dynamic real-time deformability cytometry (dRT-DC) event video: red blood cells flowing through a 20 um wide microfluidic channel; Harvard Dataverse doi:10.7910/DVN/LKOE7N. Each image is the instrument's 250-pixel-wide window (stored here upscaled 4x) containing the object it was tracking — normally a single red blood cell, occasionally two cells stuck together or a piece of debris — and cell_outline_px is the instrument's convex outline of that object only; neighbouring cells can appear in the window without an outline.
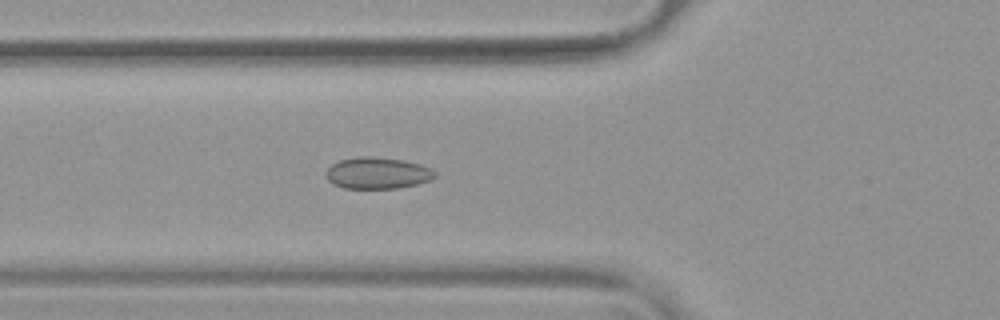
{"species": "common noctule bat (a hibernating species)", "species_latin": "Nyctalus noctula", "temperature_condition": "warm", "stored_images_in_passage": 54, "camera_frame_rate_fps": 3000, "um_per_image_px": 0.085, "animal": {"sex": "female", "body_mass_g": 19.9}, "frame": {"image": 1, "passage_image": 20, "time_ms": 6.333, "image_size_px": [1000, 320], "cell_outline_px": [[436, 176], [428, 180], [416, 184], [400, 188], [344, 188], [332, 184], [328, 180], [324, 172], [332, 164], [340, 160], [356, 156], [368, 156], [404, 160], [420, 164], [432, 168], [436, 172]], "centroid_in_image_um": [32.06, 14.7], "position_along_channel_um": 93.7, "area_um2": 20.11}}
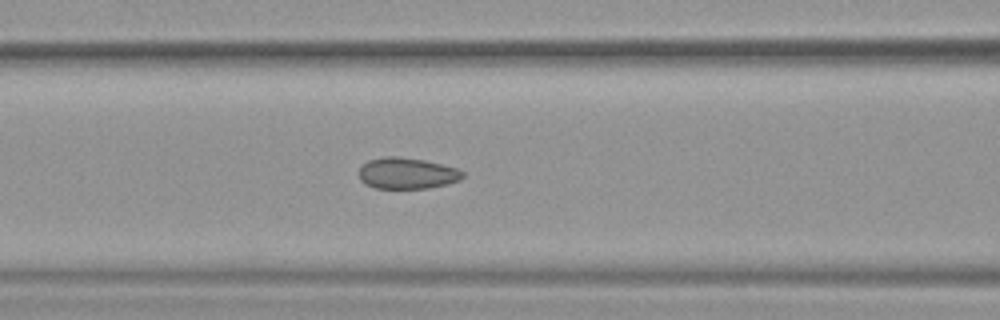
{"frame": {"image": 2, "passage_image": 23, "time_ms": 7.333, "image_size_px": [1000, 320], "cell_outline_px": [[464, 176], [460, 180], [448, 184], [428, 188], [376, 188], [364, 184], [360, 180], [360, 168], [368, 160], [384, 156], [400, 156], [424, 160], [456, 168], [464, 172]], "centroid_in_image_um": [34.6, 14.73], "position_along_channel_um": 132.0, "area_um2": 18.9}}
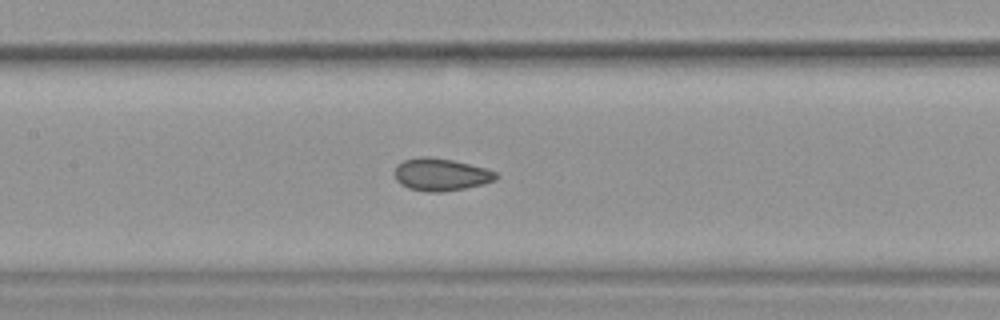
{"frame": {"image": 3, "passage_image": 26, "time_ms": 8.333, "image_size_px": [1000, 320], "cell_outline_px": [[500, 176], [496, 180], [484, 184], [464, 188], [440, 192], [428, 192], [408, 188], [400, 184], [396, 180], [396, 164], [404, 160], [420, 156], [428, 156], [452, 160], [488, 168], [496, 172]], "centroid_in_image_um": [37.51, 14.83], "position_along_channel_um": 169.9, "area_um2": 19.31}, "authors_computed_cell_mechanics": {"area_um2": 20.0277, "velocity_mm_per_s": 3.7954, "shape_relaxation_time_tau1_ms": null, "shape_relaxation_time_tau2_ms": 0.9147, "deformation_change_tau1": null, "deformation_change_tau2": 0.0456}}